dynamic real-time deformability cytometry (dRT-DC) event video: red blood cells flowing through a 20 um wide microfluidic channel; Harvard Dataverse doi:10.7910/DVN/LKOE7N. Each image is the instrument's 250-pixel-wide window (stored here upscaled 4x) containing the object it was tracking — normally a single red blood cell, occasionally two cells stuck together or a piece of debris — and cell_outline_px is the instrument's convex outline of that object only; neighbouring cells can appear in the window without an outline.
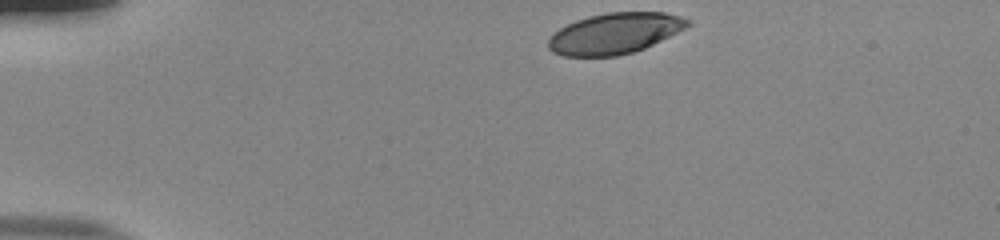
{"species": "human", "species_latin": "Homo sapiens", "temperature_condition": "room temperature", "stored_images_in_passage": 37, "camera_frame_rate_fps": 3000, "um_per_image_px": 0.085, "donor": {"sex": "male"}, "frame": {"image": 1, "passage_image": 1, "time_ms": 0.0, "image_size_px": [1000, 240], "cell_outline_px": [[692, 24], [644, 48], [632, 52], [616, 56], [564, 56], [552, 52], [548, 48], [548, 36], [560, 28], [576, 20], [588, 16], [608, 12], [664, 12], [680, 16], [692, 20]], "centroid_in_image_um": [52.22, 2.83], "position_along_channel_um": 32.8, "area_um2": 33.06}}
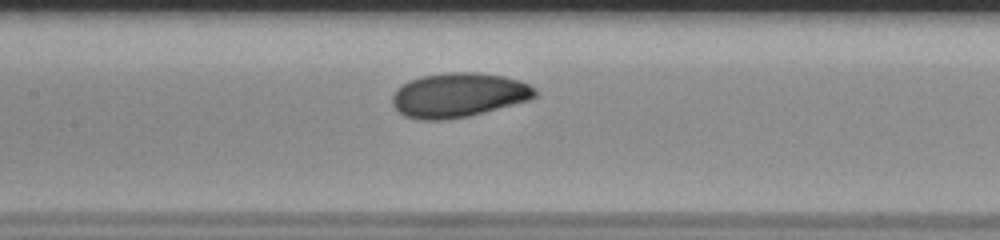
{"frame": {"image": 2, "passage_image": 17, "time_ms": 5.333, "image_size_px": [1000, 240], "cell_outline_px": [[536, 96], [528, 100], [484, 112], [468, 116], [444, 120], [420, 120], [404, 116], [392, 104], [392, 96], [396, 88], [412, 80], [424, 76], [448, 72], [476, 72], [504, 76], [520, 80], [536, 88]], "centroid_in_image_um": [38.98, 8.08], "position_along_channel_um": 168.4, "area_um2": 36.76}}
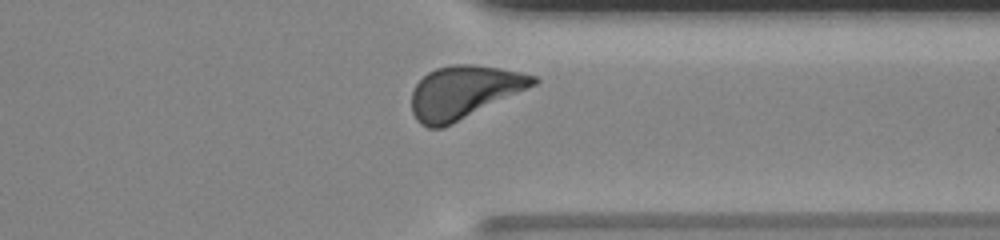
{"frame": {"image": 3, "passage_image": 33, "time_ms": 10.667, "image_size_px": [1000, 240], "cell_outline_px": [[540, 80], [536, 84], [444, 128], [428, 128], [420, 124], [416, 120], [412, 112], [412, 92], [416, 84], [428, 72], [436, 68], [452, 64], [472, 64], [500, 68], [520, 72], [536, 76]], "centroid_in_image_um": [39.41, 7.83], "position_along_channel_um": 372.0, "area_um2": 37.28}, "authors_computed_cell_mechanics": {"area_um2": 36.0094, "velocity_mm_per_s": 3.8265, "shape_relaxation_time_tau1_ms": 3.6933, "shape_relaxation_time_tau2_ms": 7.1636, "deformation_change_tau1": 0.1387, "deformation_change_tau2": 0.1254}}